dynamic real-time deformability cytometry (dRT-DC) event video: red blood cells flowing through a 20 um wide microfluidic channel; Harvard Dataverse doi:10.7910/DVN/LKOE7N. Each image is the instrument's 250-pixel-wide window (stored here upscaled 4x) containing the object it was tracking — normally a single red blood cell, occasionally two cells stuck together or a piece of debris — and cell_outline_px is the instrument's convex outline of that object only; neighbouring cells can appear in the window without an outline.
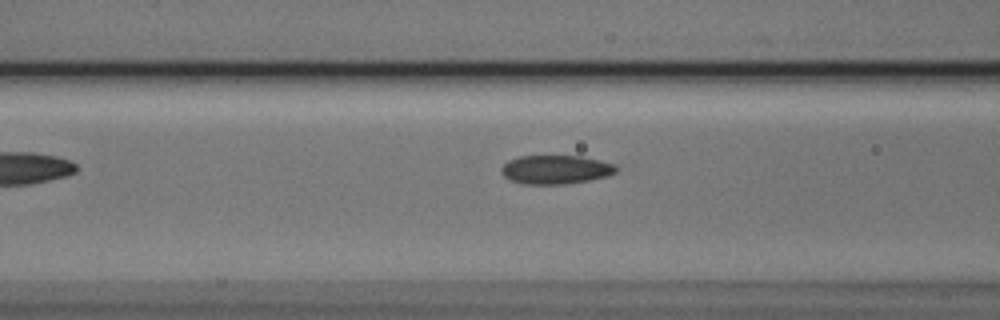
{"species": "Egyptian fruit bat (a non-hibernating species)", "species_latin": "Rousettus aegyptiacus", "temperature_condition": "cold", "stored_images_in_passage": 8, "camera_frame_rate_fps": 3000, "um_per_image_px": 0.085, "animal": {"sex": "male"}, "frame": {"image": 1, "passage_image": 6, "time_ms": 1.667, "image_size_px": [1000, 320], "cell_outline_px": [[616, 172], [608, 176], [588, 180], [564, 184], [524, 184], [512, 180], [504, 176], [500, 172], [500, 168], [508, 160], [520, 156], [580, 156], [600, 160], [616, 164]], "centroid_in_image_um": [47.23, 14.41], "position_along_channel_um": 119.4, "area_um2": 19.25}}